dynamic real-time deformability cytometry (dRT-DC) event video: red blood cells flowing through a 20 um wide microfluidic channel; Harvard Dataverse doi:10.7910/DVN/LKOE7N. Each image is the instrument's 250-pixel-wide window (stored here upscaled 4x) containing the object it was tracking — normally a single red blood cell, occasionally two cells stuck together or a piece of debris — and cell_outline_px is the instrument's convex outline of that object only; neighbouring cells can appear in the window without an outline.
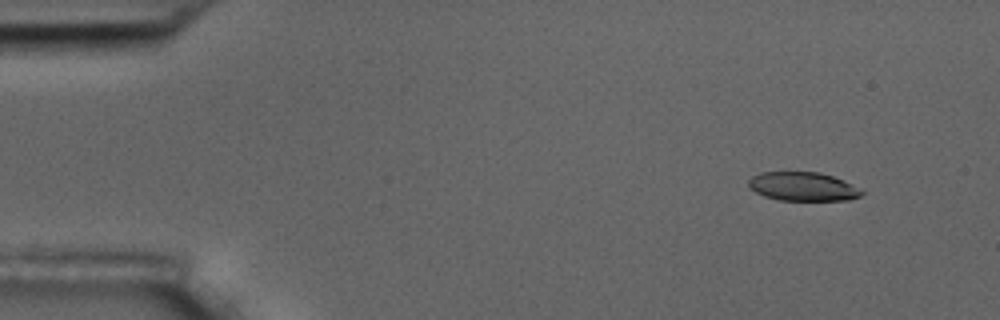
{"species": "common noctule bat (a hibernating species)", "species_latin": "Nyctalus noctula", "temperature_condition": "room temperature", "stored_images_in_passage": 4, "camera_frame_rate_fps": 3000, "um_per_image_px": 0.085, "animal": {"sex": "male", "body_mass_g": 17.5, "forearm_length_mm": 52.3}, "frame": {"image": 1, "passage_image": 1, "time_ms": 0.0, "image_size_px": [1000, 320], "cell_outline_px": [[864, 192], [860, 196], [848, 200], [780, 200], [764, 196], [748, 188], [748, 180], [752, 176], [760, 172], [820, 172], [844, 180]], "centroid_in_image_um": [68.21, 15.85], "position_along_channel_um": 16.8, "area_um2": 18.96}}
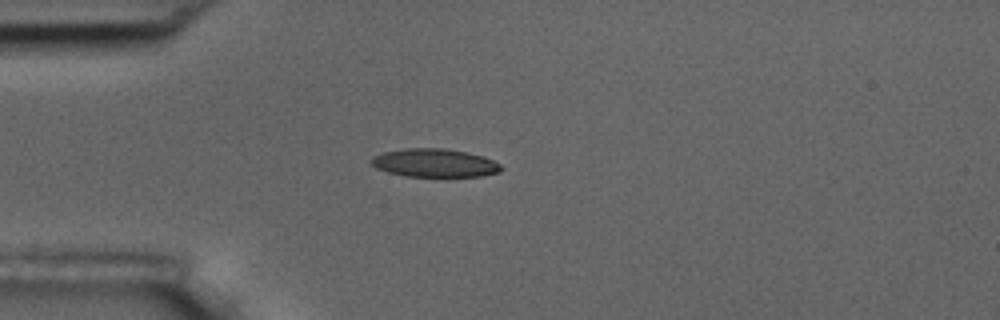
{"frame": {"image": 2, "passage_image": 4, "time_ms": 3.333, "image_size_px": [1000, 320], "cell_outline_px": [[504, 168], [500, 172], [480, 176], [444, 180], [404, 176], [388, 172], [376, 168], [368, 160], [372, 156], [384, 152], [404, 148], [444, 148], [468, 152], [492, 160], [500, 164]], "centroid_in_image_um": [36.95, 13.9], "position_along_channel_um": 48.1, "area_um2": 22.54}}